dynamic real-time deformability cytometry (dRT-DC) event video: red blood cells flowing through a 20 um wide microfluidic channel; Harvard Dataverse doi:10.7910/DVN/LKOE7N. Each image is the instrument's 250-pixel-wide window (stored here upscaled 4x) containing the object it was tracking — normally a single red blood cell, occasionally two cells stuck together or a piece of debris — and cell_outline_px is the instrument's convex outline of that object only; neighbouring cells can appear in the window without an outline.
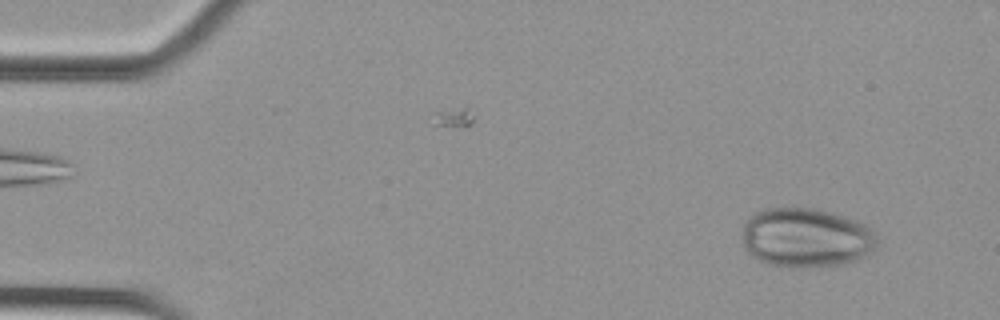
{"species": "Egyptian fruit bat (a non-hibernating species)", "species_latin": "Rousettus aegyptiacus", "temperature_condition": "cold", "stored_images_in_passage": 53, "camera_frame_rate_fps": 3000, "um_per_image_px": 0.085, "animal": {"sex": "female"}, "frame": {"image": 1, "passage_image": 4, "time_ms": 1.0, "image_size_px": [1000, 320], "cell_outline_px": [[880, 248], [868, 256], [844, 264], [788, 268], [768, 264], [756, 260], [744, 248], [744, 224], [748, 216], [764, 208], [816, 208], [832, 212], [856, 220], [872, 228], [880, 236]], "centroid_in_image_um": [68.6, 20.21], "position_along_channel_um": 16.4, "area_um2": 47.69}}
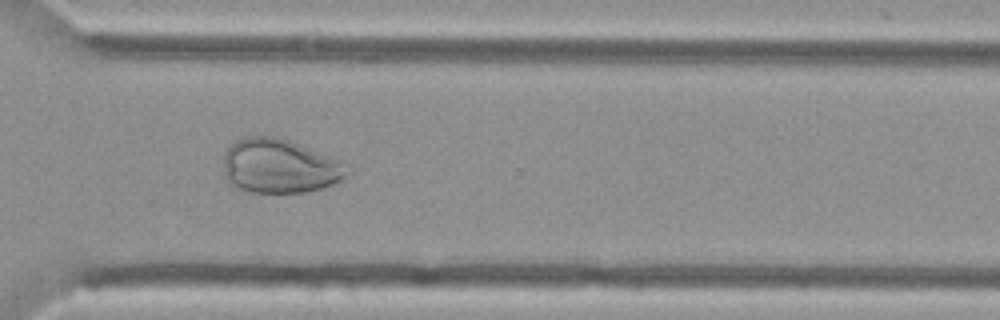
{"frame": {"image": 2, "passage_image": 39, "time_ms": 12.667, "image_size_px": [1000, 320], "cell_outline_px": [[348, 176], [332, 184], [320, 188], [304, 192], [252, 192], [236, 188], [228, 184], [224, 176], [224, 152], [236, 140], [244, 136], [276, 136], [288, 140], [336, 160]], "centroid_in_image_um": [23.62, 14.13], "position_along_channel_um": 347.0, "area_um2": 38.32}}
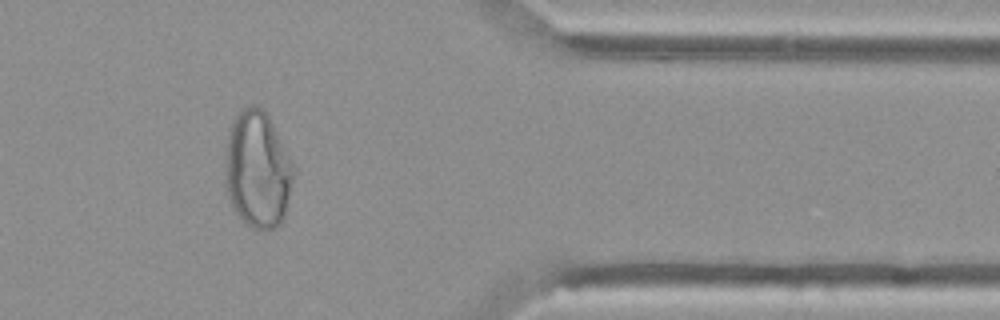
{"frame": {"image": 3, "passage_image": 44, "time_ms": 14.333, "image_size_px": [1000, 320], "cell_outline_px": [[292, 180], [284, 216], [280, 224], [276, 228], [252, 228], [244, 224], [232, 208], [224, 184], [224, 168], [228, 128], [232, 120], [240, 108], [248, 104], [256, 104], [268, 116], [292, 164]], "centroid_in_image_um": [21.81, 14.41], "position_along_channel_um": 389.6, "area_um2": 46.59}}